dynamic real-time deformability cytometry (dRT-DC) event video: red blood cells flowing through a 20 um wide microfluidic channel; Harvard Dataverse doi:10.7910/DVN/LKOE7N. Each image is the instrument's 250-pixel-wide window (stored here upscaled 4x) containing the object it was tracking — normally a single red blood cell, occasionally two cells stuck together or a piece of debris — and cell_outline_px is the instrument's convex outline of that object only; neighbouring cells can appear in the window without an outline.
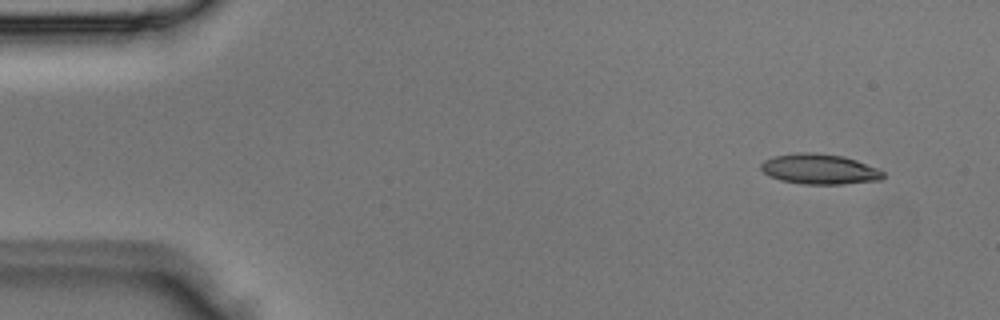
{"species": "Egyptian fruit bat (a non-hibernating species)", "species_latin": "Rousettus aegyptiacus", "temperature_condition": "room temperature", "stored_images_in_passage": 4, "camera_frame_rate_fps": 3000, "um_per_image_px": 0.085, "animal": {"sex": "male"}, "frame": {"image": 1, "passage_image": 1, "time_ms": 0.0, "image_size_px": [1000, 320], "cell_outline_px": [[884, 176], [880, 180], [844, 184], [804, 184], [780, 180], [768, 176], [760, 168], [760, 164], [764, 160], [772, 156], [796, 152], [816, 152], [844, 156], [880, 168], [884, 172]], "centroid_in_image_um": [69.65, 14.36], "position_along_channel_um": 15.3, "area_um2": 21.91}}
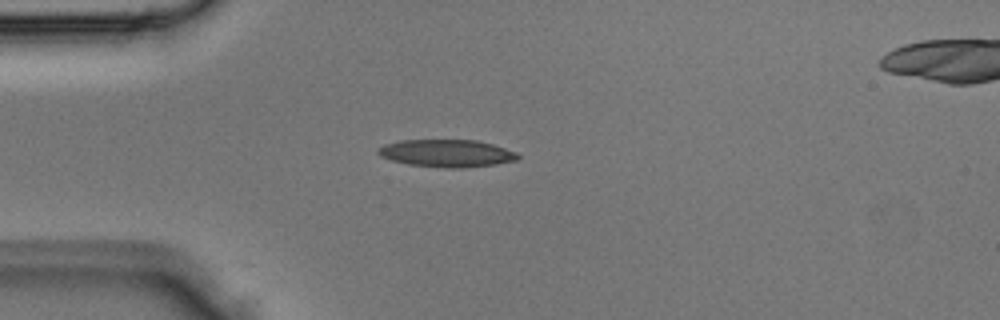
{"frame": {"image": 2, "passage_image": 3, "time_ms": 0.667, "image_size_px": [1000, 320], "cell_outline_px": [[520, 156], [516, 160], [496, 164], [464, 168], [448, 168], [408, 164], [392, 160], [380, 156], [376, 152], [376, 148], [384, 144], [400, 140], [476, 140], [492, 144], [516, 152]], "centroid_in_image_um": [37.94, 13.02], "position_along_channel_um": 47.1, "area_um2": 22.37}}